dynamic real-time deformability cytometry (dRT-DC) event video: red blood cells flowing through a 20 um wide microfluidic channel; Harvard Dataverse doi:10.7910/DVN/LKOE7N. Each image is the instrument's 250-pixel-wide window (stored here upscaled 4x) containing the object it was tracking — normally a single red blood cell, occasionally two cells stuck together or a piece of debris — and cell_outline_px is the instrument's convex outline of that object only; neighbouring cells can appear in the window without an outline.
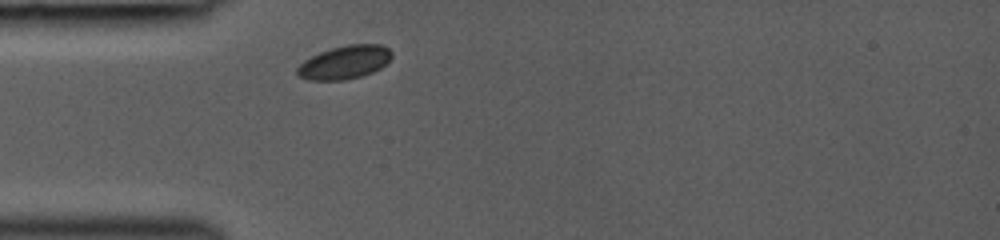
{"species": "common noctule bat (a hibernating species)", "species_latin": "Nyctalus noctula", "temperature_condition": "room temperature", "stored_images_in_passage": 18, "camera_frame_rate_fps": 3000, "um_per_image_px": 0.085, "animal": {"sex": "female", "body_mass_g": 19.0, "forearm_length_mm": 53.3}, "frame": {"image": 1, "passage_image": 1, "time_ms": 0.0, "image_size_px": [1000, 240], "cell_outline_px": [[392, 56], [380, 68], [372, 72], [360, 76], [344, 80], [308, 80], [296, 76], [296, 68], [304, 60], [320, 52], [332, 48], [348, 44], [380, 44], [388, 48], [392, 52]], "centroid_in_image_um": [29.26, 5.3], "position_along_channel_um": 55.7, "area_um2": 18.32}}
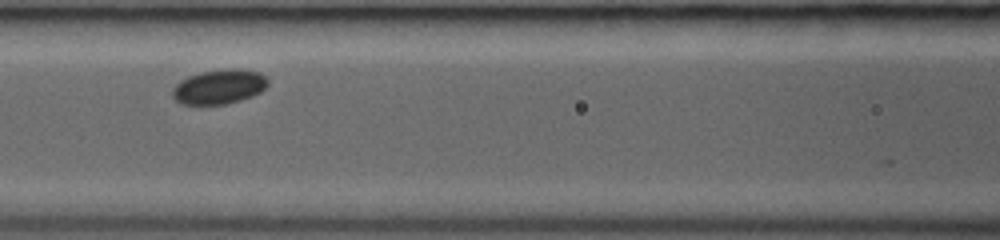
{"frame": {"image": 2, "passage_image": 8, "time_ms": 2.333, "image_size_px": [1000, 240], "cell_outline_px": [[268, 84], [260, 92], [252, 96], [240, 100], [224, 104], [180, 104], [172, 96], [172, 88], [180, 80], [188, 76], [200, 72], [228, 68], [240, 68], [260, 72], [268, 80]], "centroid_in_image_um": [18.62, 7.36], "position_along_channel_um": 148.0, "area_um2": 19.31}}
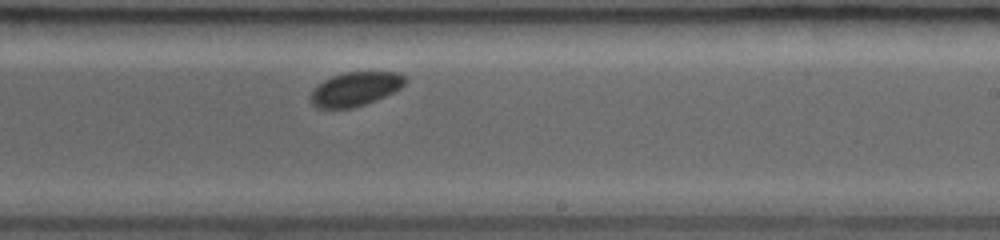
{"frame": {"image": 3, "passage_image": 17, "time_ms": 5.0, "image_size_px": [1000, 240], "cell_outline_px": [[408, 80], [400, 88], [376, 100], [352, 108], [316, 108], [312, 104], [312, 92], [324, 80], [332, 76], [344, 72], [400, 72]], "centroid_in_image_um": [30.23, 7.55], "position_along_channel_um": 258.8, "area_um2": 18.44}}